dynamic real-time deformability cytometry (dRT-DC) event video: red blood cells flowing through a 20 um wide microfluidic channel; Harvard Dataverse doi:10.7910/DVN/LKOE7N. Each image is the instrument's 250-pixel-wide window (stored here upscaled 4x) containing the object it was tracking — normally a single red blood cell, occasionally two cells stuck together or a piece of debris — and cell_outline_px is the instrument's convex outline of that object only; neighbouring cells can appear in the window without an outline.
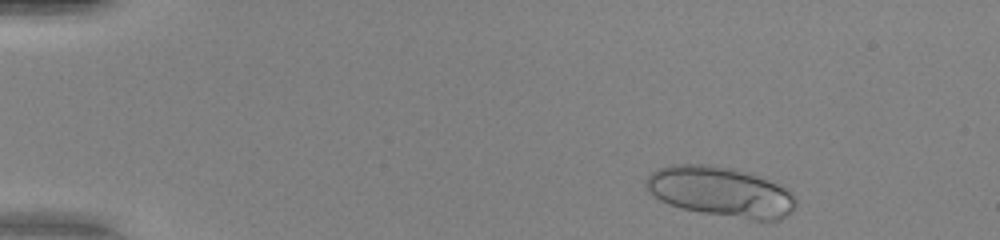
{"species": "human", "species_latin": "Homo sapiens", "temperature_condition": "warm", "stored_images_in_passage": 44, "camera_frame_rate_fps": 3000, "um_per_image_px": 0.085, "donor": {"sex": "female"}, "frame": {"image": 1, "passage_image": 1, "time_ms": 0.0, "image_size_px": [1000, 240], "cell_outline_px": [[796, 204], [780, 220], [752, 220], [700, 212], [680, 208], [668, 204], [660, 200], [644, 184], [644, 180], [656, 168], [672, 164], [708, 164], [736, 168], [748, 172], [776, 184], [784, 188], [796, 200]], "centroid_in_image_um": [61.19, 16.28], "position_along_channel_um": 23.8, "area_um2": 43.41}}
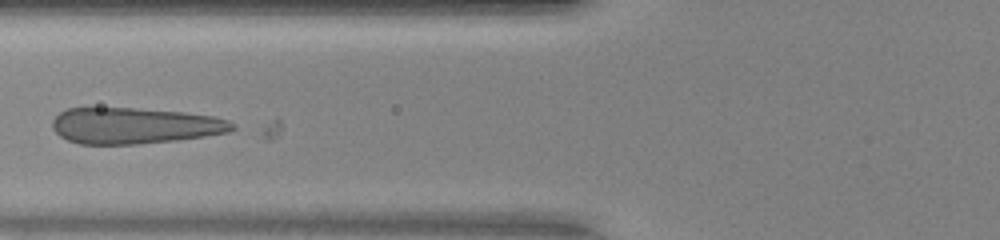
{"frame": {"image": 2, "passage_image": 15, "time_ms": 4.667, "image_size_px": [1000, 240], "cell_outline_px": [[236, 128], [228, 132], [204, 136], [176, 140], [136, 144], [80, 144], [68, 140], [60, 136], [52, 128], [52, 120], [60, 112], [68, 108], [132, 108], [184, 112], [212, 116], [228, 120], [236, 124]], "centroid_in_image_um": [11.43, 10.68], "position_along_channel_um": 114.4, "area_um2": 37.8}}
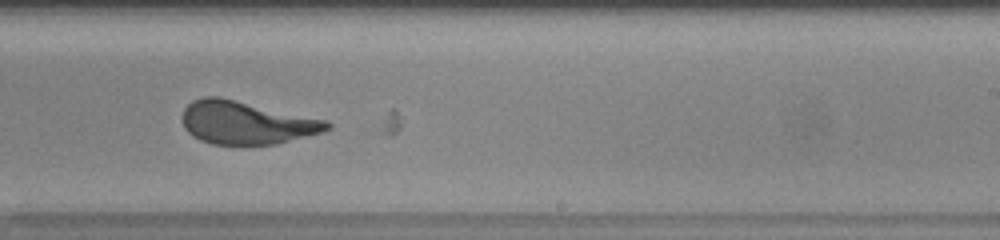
{"frame": {"image": 3, "passage_image": 26, "time_ms": 8.333, "image_size_px": [1000, 240], "cell_outline_px": [[332, 128], [320, 132], [276, 144], [212, 144], [200, 140], [192, 136], [184, 128], [180, 120], [180, 116], [184, 108], [192, 100], [204, 96], [220, 96], [328, 120], [332, 124]], "centroid_in_image_um": [20.89, 10.4], "position_along_channel_um": 268.1, "area_um2": 36.59}}